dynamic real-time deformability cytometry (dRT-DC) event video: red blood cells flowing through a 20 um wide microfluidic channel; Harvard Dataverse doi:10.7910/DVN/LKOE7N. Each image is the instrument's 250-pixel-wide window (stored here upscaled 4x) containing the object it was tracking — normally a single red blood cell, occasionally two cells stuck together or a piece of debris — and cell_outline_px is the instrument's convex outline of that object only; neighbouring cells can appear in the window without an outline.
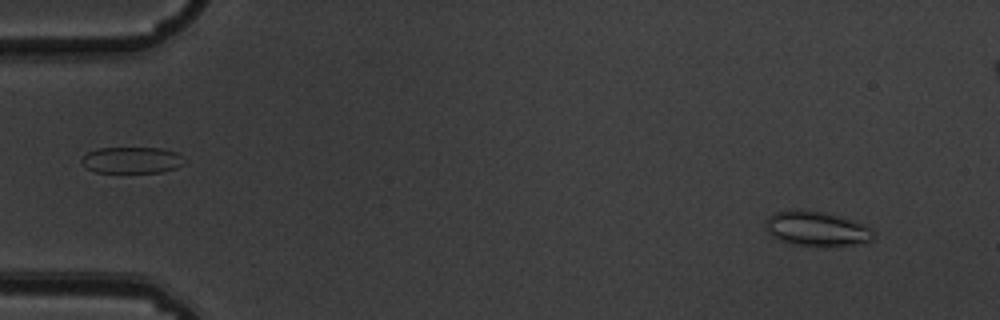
{"species": "common noctule bat (a hibernating species)", "species_latin": "Nyctalus noctula", "temperature_condition": "warm", "stored_images_in_passage": 7, "camera_frame_rate_fps": 3000, "um_per_image_px": 0.085, "animal": {"sex": "male", "body_mass_g": 19.5, "forearm_length_mm": 54.6}, "frame": {"image": 1, "passage_image": 1, "time_ms": 0.0, "image_size_px": [1000, 320], "cell_outline_px": [[876, 236], [872, 240], [852, 244], [792, 244], [780, 240], [772, 236], [764, 228], [768, 220], [776, 212], [800, 208], [824, 212], [852, 220], [872, 228], [876, 232]], "centroid_in_image_um": [69.42, 19.4], "position_along_channel_um": 15.6, "area_um2": 21.27}}
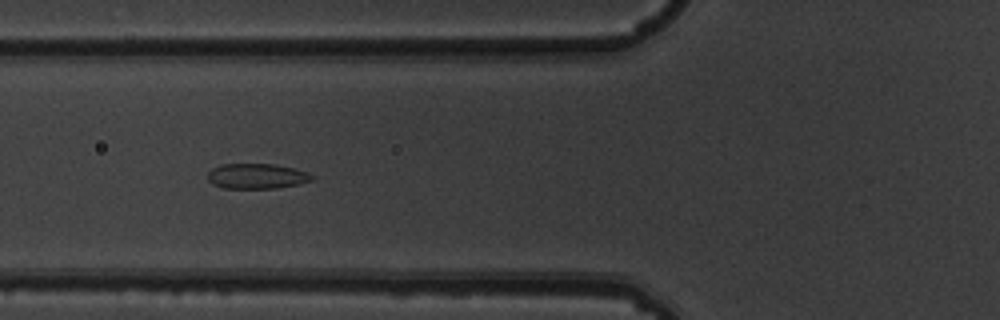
{"frame": {"image": 2, "passage_image": 5, "time_ms": 1.333, "image_size_px": [1000, 320], "cell_outline_px": [[316, 176], [312, 180], [300, 184], [276, 188], [224, 188], [212, 184], [208, 180], [208, 172], [212, 168], [220, 164], [272, 164], [292, 168], [308, 172]], "centroid_in_image_um": [21.83, 14.97], "position_along_channel_um": 104.0, "area_um2": 15.37}}
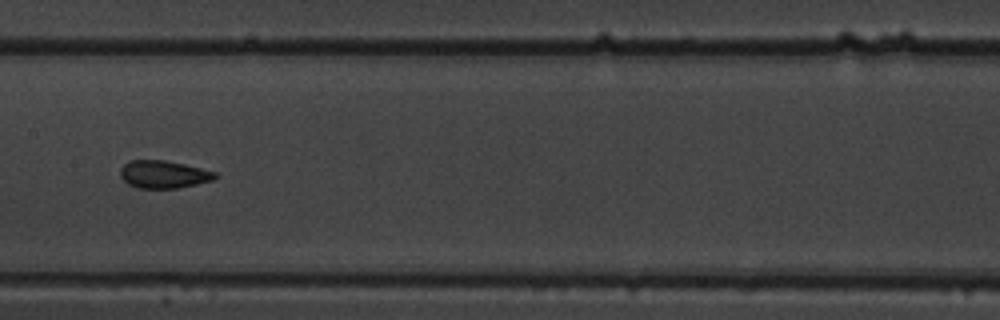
{"frame": {"image": 3, "passage_image": 7, "time_ms": 2.0, "image_size_px": [1000, 320], "cell_outline_px": [[220, 176], [212, 180], [196, 184], [176, 188], [136, 188], [128, 184], [120, 176], [120, 168], [124, 164], [132, 160], [164, 160], [184, 164], [216, 172]], "centroid_in_image_um": [13.9, 14.82], "position_along_channel_um": 193.5, "area_um2": 15.26}}